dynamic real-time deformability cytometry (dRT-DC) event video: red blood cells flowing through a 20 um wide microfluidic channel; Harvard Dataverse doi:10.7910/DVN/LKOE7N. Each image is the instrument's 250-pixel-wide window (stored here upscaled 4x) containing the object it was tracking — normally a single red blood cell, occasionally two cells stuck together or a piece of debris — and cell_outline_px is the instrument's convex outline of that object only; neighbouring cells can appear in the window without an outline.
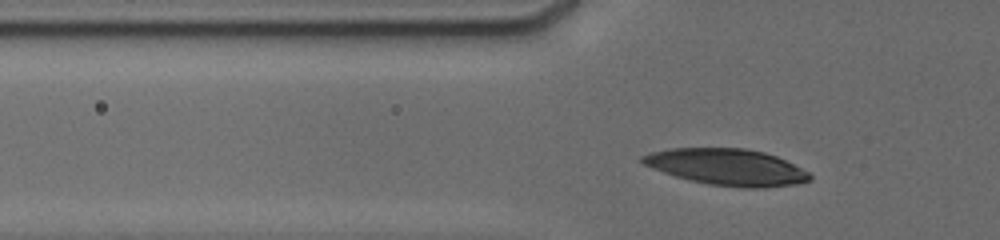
{"species": "human", "species_latin": "Homo sapiens", "temperature_condition": "cold", "stored_images_in_passage": 6, "camera_frame_rate_fps": 3000, "um_per_image_px": 0.085, "donor": {"sex": "male"}, "frame": {"image": 1, "passage_image": 5, "time_ms": 2.0, "image_size_px": [1000, 240], "cell_outline_px": [[812, 180], [792, 184], [764, 188], [740, 188], [708, 184], [676, 176], [652, 168], [644, 164], [640, 160], [640, 156], [652, 152], [672, 148], [744, 148], [764, 152], [776, 156], [808, 172], [812, 176]], "centroid_in_image_um": [61.78, 14.2], "position_along_channel_um": 64.0, "area_um2": 35.26}}